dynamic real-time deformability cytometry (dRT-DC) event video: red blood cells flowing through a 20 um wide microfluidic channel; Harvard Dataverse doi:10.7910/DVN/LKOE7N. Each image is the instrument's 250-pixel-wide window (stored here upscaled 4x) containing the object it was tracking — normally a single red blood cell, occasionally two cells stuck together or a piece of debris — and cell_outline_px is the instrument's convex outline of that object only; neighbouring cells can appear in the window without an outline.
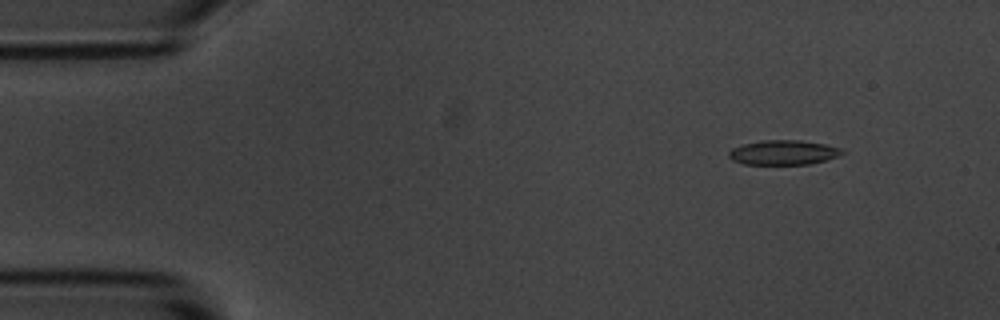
{"species": "common noctule bat (a hibernating species)", "species_latin": "Nyctalus noctula", "temperature_condition": "room temperature", "stored_images_in_passage": 5, "camera_frame_rate_fps": 3000, "um_per_image_px": 0.085, "animal": {"sex": "male", "body_mass_g": 20.1, "forearm_length_mm": 53.5}, "frame": {"image": 1, "passage_image": 2, "time_ms": 1.333, "image_size_px": [1000, 320], "cell_outline_px": [[844, 152], [836, 156], [824, 160], [808, 164], [744, 164], [732, 160], [728, 156], [728, 152], [732, 148], [744, 144], [764, 140], [800, 140], [824, 144], [840, 148]], "centroid_in_image_um": [66.54, 12.96], "position_along_channel_um": 18.5, "area_um2": 16.01}}
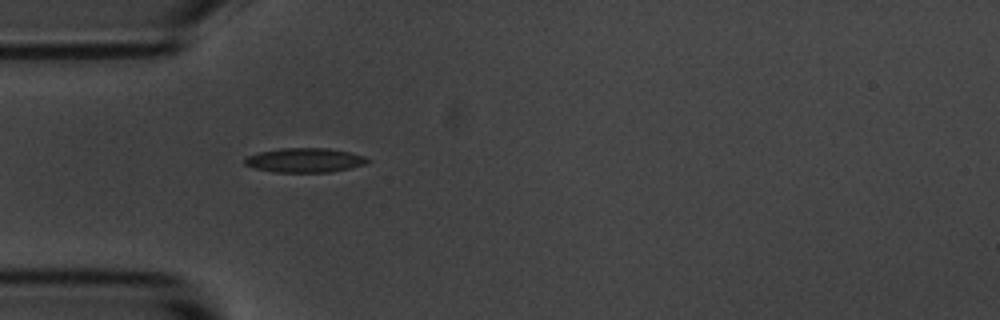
{"frame": {"image": 2, "passage_image": 5, "time_ms": 4.667, "image_size_px": [1000, 320], "cell_outline_px": [[372, 160], [364, 164], [332, 172], [272, 172], [252, 168], [244, 164], [244, 160], [248, 156], [260, 152], [280, 148], [328, 148], [348, 152], [364, 156]], "centroid_in_image_um": [25.88, 13.62], "position_along_channel_um": 59.1, "area_um2": 17.4}}